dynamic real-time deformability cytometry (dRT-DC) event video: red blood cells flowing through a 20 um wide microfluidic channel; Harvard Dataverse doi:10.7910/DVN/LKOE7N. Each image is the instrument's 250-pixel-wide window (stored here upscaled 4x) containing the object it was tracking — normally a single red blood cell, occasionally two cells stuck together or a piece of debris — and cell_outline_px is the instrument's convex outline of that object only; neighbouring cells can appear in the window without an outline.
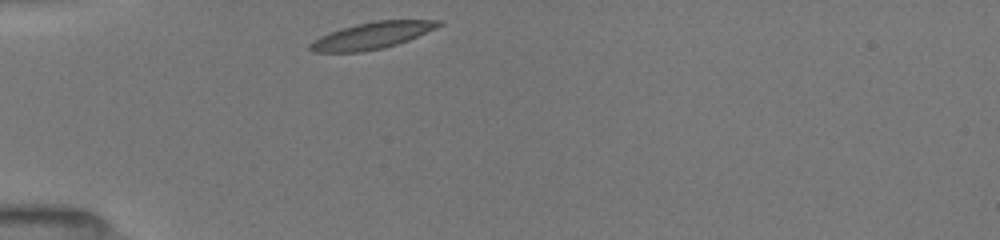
{"species": "common noctule bat (a hibernating species)", "species_latin": "Nyctalus noctula", "temperature_condition": "room temperature", "stored_images_in_passage": 31, "camera_frame_rate_fps": 3000, "um_per_image_px": 0.085, "animal": {"sex": "female", "body_mass_g": 19.5, "forearm_length_mm": 54.1}, "frame": {"image": 1, "passage_image": 1, "time_ms": 0.0, "image_size_px": [1000, 240], "cell_outline_px": [[444, 24], [436, 28], [408, 40], [384, 48], [360, 52], [312, 52], [308, 48], [308, 44], [320, 36], [356, 24], [376, 20], [444, 20]], "centroid_in_image_um": [31.64, 3.02], "position_along_channel_um": 53.4, "area_um2": 19.88}}
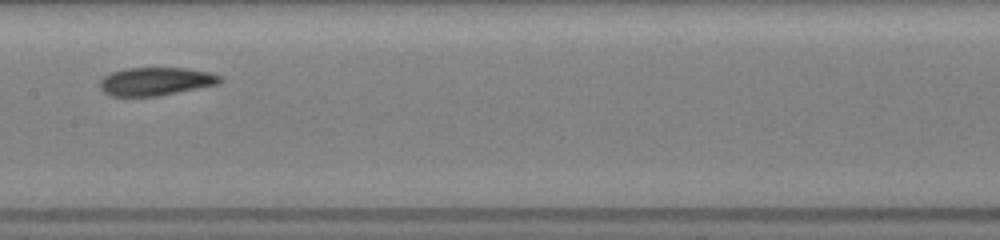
{"frame": {"image": 2, "passage_image": 13, "time_ms": 4.0, "image_size_px": [1000, 240], "cell_outline_px": [[224, 80], [220, 84], [156, 96], [112, 96], [104, 92], [100, 88], [100, 80], [104, 76], [112, 72], [124, 68], [184, 68], [208, 72], [220, 76]], "centroid_in_image_um": [13.24, 6.91], "position_along_channel_um": 194.2, "area_um2": 19.65}}
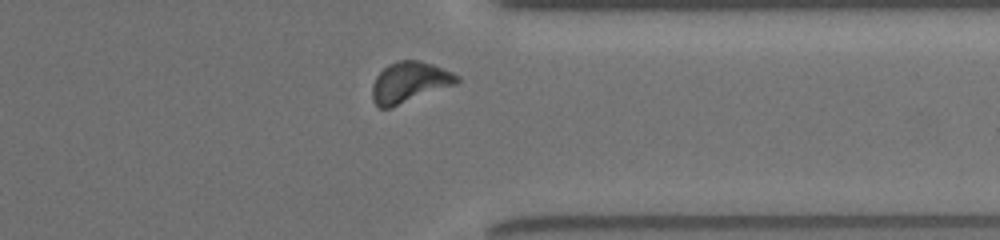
{"frame": {"image": 3, "passage_image": 27, "time_ms": 8.667, "image_size_px": [1000, 240], "cell_outline_px": [[460, 80], [456, 84], [392, 108], [380, 108], [372, 100], [372, 84], [376, 76], [388, 64], [400, 60], [420, 60], [432, 64], [452, 72], [460, 76]], "centroid_in_image_um": [34.8, 7.0], "position_along_channel_um": 376.6, "area_um2": 20.23}, "authors_computed_cell_mechanics": {"area_um2": 19.7098, "velocity_mm_per_s": 3.9404, "shape_relaxation_time_tau1_ms": 3.9791, "shape_relaxation_time_tau2_ms": 4.2445, "deformation_change_tau1": 0.136, "deformation_change_tau2": 0.1048}}